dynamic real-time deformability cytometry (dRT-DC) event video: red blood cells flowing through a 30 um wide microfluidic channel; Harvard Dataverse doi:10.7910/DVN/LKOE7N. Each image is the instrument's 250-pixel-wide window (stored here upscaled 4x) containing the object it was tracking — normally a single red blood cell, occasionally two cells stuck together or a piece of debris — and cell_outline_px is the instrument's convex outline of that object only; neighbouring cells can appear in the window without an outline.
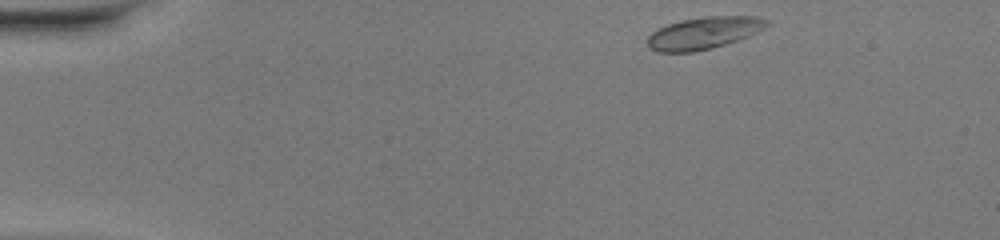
{"species": "common noctule bat (a hibernating species)", "species_latin": "Nyctalus noctula", "temperature_condition": "warm", "stored_images_in_passage": 43, "camera_frame_rate_fps": 3000, "um_per_image_px": 0.085, "animal": {"sex": "female", "body_mass_g": 20.0, "forearm_length_mm": 54.0}, "frame": {"image": 1, "passage_image": 1, "time_ms": 0.0, "image_size_px": [1000, 240], "cell_outline_px": [[772, 24], [748, 36], [712, 48], [696, 52], [656, 52], [648, 48], [648, 36], [656, 28], [680, 20], [704, 16], [756, 16], [768, 20]], "centroid_in_image_um": [59.8, 2.8], "position_along_channel_um": 25.2, "area_um2": 22.48}}
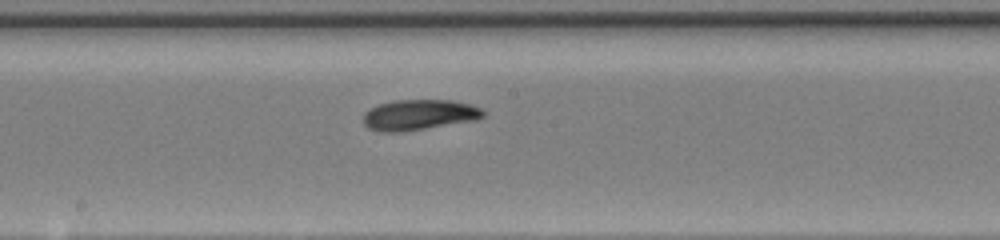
{"frame": {"image": 2, "passage_image": 21, "time_ms": 6.667, "image_size_px": [1000, 240], "cell_outline_px": [[484, 116], [476, 120], [400, 132], [380, 132], [368, 128], [364, 124], [364, 112], [380, 104], [396, 100], [452, 100], [468, 104], [480, 108], [484, 112]], "centroid_in_image_um": [35.6, 9.76], "position_along_channel_um": 212.6, "area_um2": 21.1}}
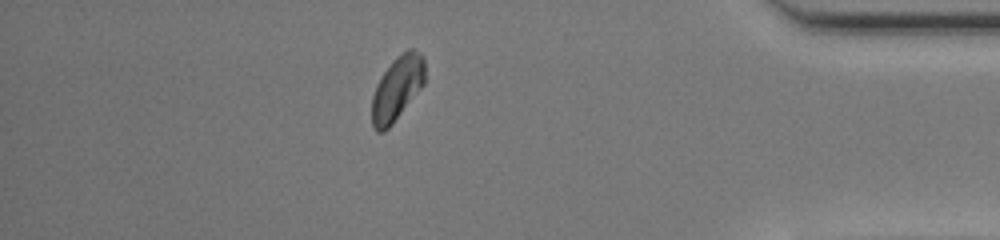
{"frame": {"image": 3, "passage_image": 37, "time_ms": 12.0, "image_size_px": [1000, 240], "cell_outline_px": [[424, 84], [392, 124], [384, 132], [376, 132], [372, 124], [372, 96], [376, 84], [392, 60], [400, 52], [408, 48], [412, 48], [420, 52], [424, 56]], "centroid_in_image_um": [33.75, 7.48], "position_along_channel_um": 401.4, "area_um2": 19.88}, "authors_computed_cell_mechanics": {"area_um2": 20.7502, "velocity_mm_per_s": 4.1792, "shape_relaxation_time_tau1_ms": 4.1249, "shape_relaxation_time_tau2_ms": null, "deformation_change_tau1": 0.1306, "deformation_change_tau2": null}}